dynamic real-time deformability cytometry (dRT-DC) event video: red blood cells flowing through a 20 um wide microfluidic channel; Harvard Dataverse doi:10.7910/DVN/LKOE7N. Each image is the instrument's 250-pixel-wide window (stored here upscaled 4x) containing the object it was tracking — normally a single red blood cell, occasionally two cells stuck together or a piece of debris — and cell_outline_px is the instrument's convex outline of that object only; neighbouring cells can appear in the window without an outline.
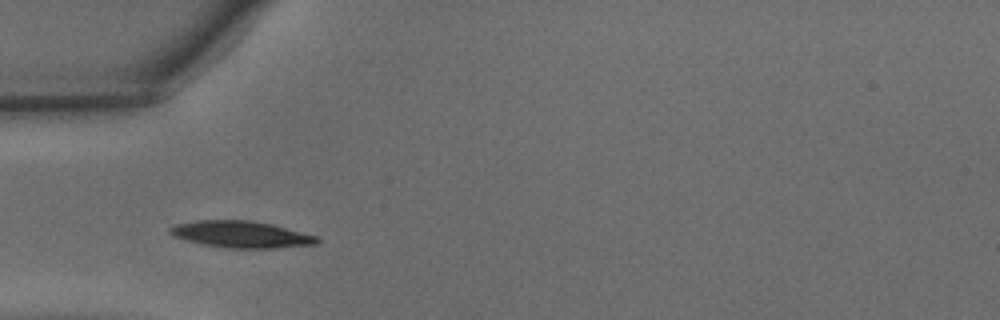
{"species": "common noctule bat (a hibernating species)", "species_latin": "Nyctalus noctula", "temperature_condition": "warm", "stored_images_in_passage": 24, "camera_frame_rate_fps": 3000, "um_per_image_px": 0.085, "animal": {"sex": "male", "body_mass_g": 15.6}, "frame": {"image": 1, "passage_image": 1, "time_ms": 0.0, "image_size_px": [1000, 320], "cell_outline_px": [[320, 240], [316, 244], [276, 248], [228, 248], [200, 244], [172, 236], [168, 232], [168, 228], [176, 224], [196, 220], [252, 220], [272, 224], [320, 236]], "centroid_in_image_um": [20.5, 19.92], "position_along_channel_um": 64.5, "area_um2": 23.18}}
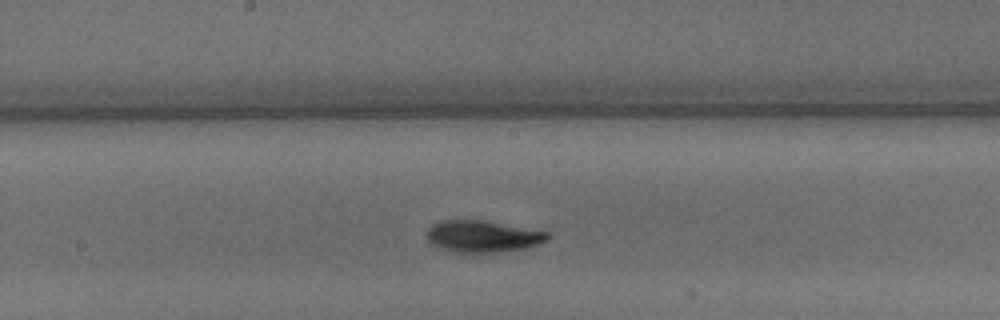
{"frame": {"image": 2, "passage_image": 11, "time_ms": 3.333, "image_size_px": [1000, 320], "cell_outline_px": [[552, 236], [548, 240], [524, 248], [496, 252], [452, 252], [440, 248], [432, 244], [428, 240], [428, 228], [432, 224], [440, 220], [484, 220], [548, 232]], "centroid_in_image_um": [41.01, 20.08], "position_along_channel_um": 207.2, "area_um2": 22.2}}
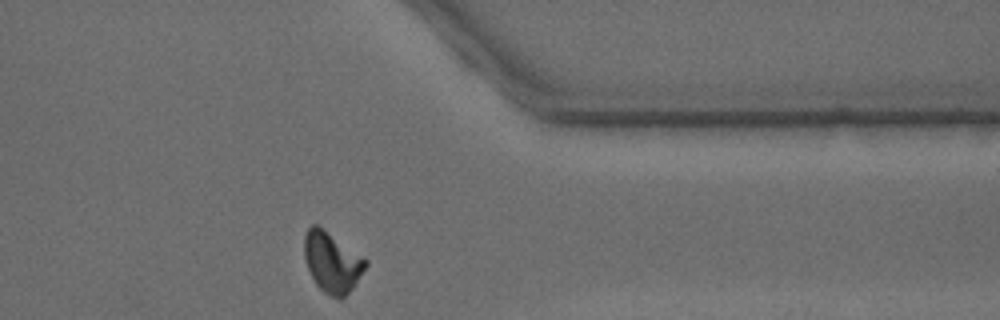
{"frame": {"image": 3, "passage_image": 24, "time_ms": 7.667, "image_size_px": [1000, 320], "cell_outline_px": [[368, 264], [352, 288], [340, 300], [324, 292], [316, 284], [308, 268], [304, 256], [304, 232], [312, 224], [320, 224], [368, 260]], "centroid_in_image_um": [28.22, 22.23], "position_along_channel_um": 383.2, "area_um2": 21.73}, "authors_computed_cell_mechanics": {"area_um2": 21.7617, "velocity_mm_per_s": 4.3045, "shape_relaxation_time_tau1_ms": 3.285, "shape_relaxation_time_tau2_ms": 2.0691, "deformation_change_tau1": 0.1457, "deformation_change_tau2": 0.0541}}